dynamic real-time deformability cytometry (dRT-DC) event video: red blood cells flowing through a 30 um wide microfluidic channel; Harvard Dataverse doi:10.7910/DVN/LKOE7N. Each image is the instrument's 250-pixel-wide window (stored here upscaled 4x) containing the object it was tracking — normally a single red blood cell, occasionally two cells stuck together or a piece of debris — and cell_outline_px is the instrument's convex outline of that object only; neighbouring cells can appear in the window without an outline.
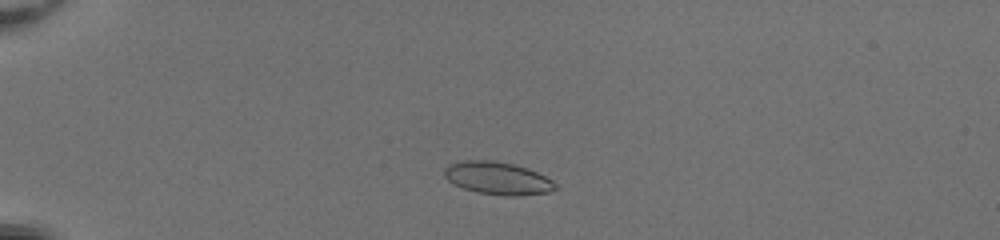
{"species": "common noctule bat (a hibernating species)", "species_latin": "Nyctalus noctula", "temperature_condition": "room temperature", "stored_images_in_passage": 46, "camera_frame_rate_fps": 3000, "um_per_image_px": 0.085, "animal": {"sex": "female", "body_mass_g": 20.0, "forearm_length_mm": 54.0}, "frame": {"image": 1, "passage_image": 9, "time_ms": 2.667, "image_size_px": [1000, 240], "cell_outline_px": [[556, 188], [548, 192], [516, 196], [504, 196], [480, 192], [464, 188], [448, 180], [444, 176], [444, 168], [448, 164], [460, 160], [492, 160], [512, 164], [528, 168], [552, 180], [556, 184]], "centroid_in_image_um": [42.28, 15.13], "position_along_channel_um": 42.7, "area_um2": 20.98}}
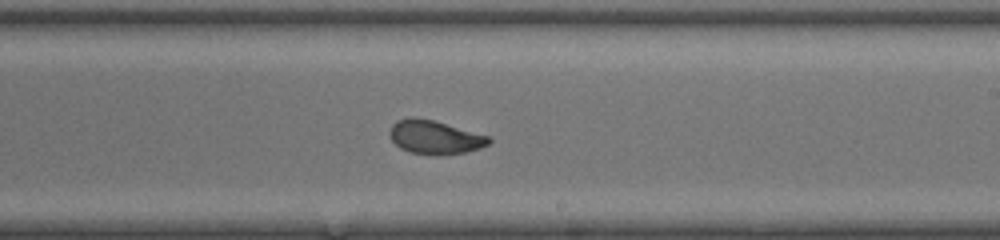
{"frame": {"image": 2, "passage_image": 28, "time_ms": 9.0, "image_size_px": [1000, 240], "cell_outline_px": [[492, 140], [488, 144], [480, 148], [464, 152], [408, 152], [400, 148], [392, 140], [388, 132], [392, 124], [396, 120], [408, 116], [416, 116], [432, 120], [488, 136]], "centroid_in_image_um": [36.89, 11.6], "position_along_channel_um": 252.1, "area_um2": 18.73}}
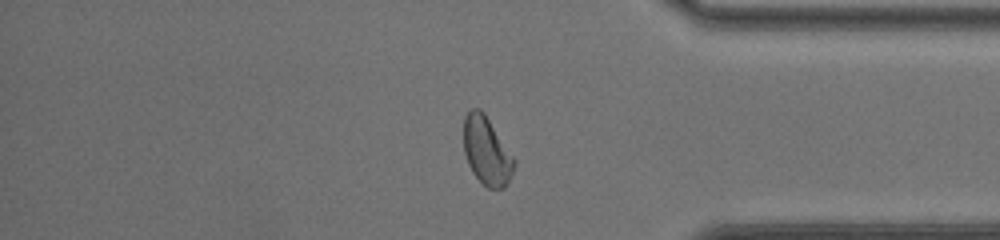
{"frame": {"image": 3, "passage_image": 39, "time_ms": 12.667, "image_size_px": [1000, 240], "cell_outline_px": [[516, 164], [512, 176], [508, 184], [504, 188], [488, 188], [472, 172], [468, 164], [464, 152], [464, 116], [468, 108], [480, 108], [484, 112], [516, 160]], "centroid_in_image_um": [41.38, 12.81], "position_along_channel_um": 393.8, "area_um2": 20.23}, "authors_computed_cell_mechanics": {"area_um2": 19.9699, "velocity_mm_per_s": 4.1665, "shape_relaxation_time_tau1_ms": null, "shape_relaxation_time_tau2_ms": 1.0699, "deformation_change_tau1": null, "deformation_change_tau2": 0.0645}}